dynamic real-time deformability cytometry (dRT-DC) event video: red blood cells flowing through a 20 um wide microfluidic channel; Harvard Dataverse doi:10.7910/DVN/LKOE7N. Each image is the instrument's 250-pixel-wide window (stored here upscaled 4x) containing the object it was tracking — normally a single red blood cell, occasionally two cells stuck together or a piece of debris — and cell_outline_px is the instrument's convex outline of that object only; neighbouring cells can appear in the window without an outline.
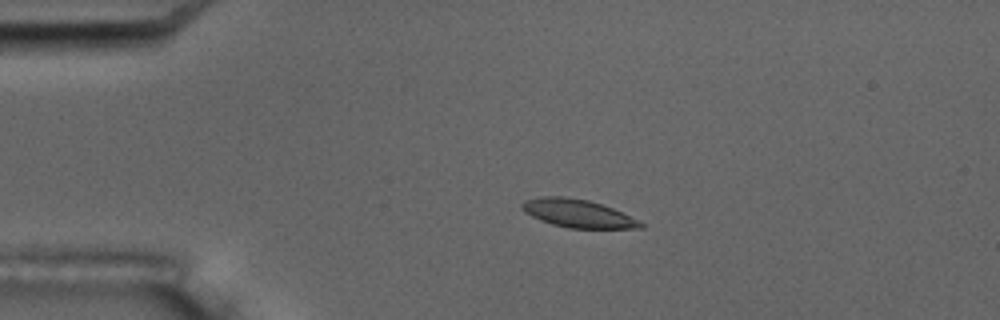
{"species": "common noctule bat (a hibernating species)", "species_latin": "Nyctalus noctula", "temperature_condition": "room temperature", "stored_images_in_passage": 8, "camera_frame_rate_fps": 3000, "um_per_image_px": 0.085, "animal": {"sex": "male", "body_mass_g": 17.5, "forearm_length_mm": 52.3}, "frame": {"image": 1, "passage_image": 4, "time_ms": 3.667, "image_size_px": [1000, 320], "cell_outline_px": [[644, 228], [568, 228], [552, 224], [540, 220], [524, 212], [520, 208], [520, 204], [524, 200], [540, 196], [564, 196], [588, 200], [612, 208], [644, 224]], "centroid_in_image_um": [49.03, 18.13], "position_along_channel_um": 36.0, "area_um2": 19.25}}